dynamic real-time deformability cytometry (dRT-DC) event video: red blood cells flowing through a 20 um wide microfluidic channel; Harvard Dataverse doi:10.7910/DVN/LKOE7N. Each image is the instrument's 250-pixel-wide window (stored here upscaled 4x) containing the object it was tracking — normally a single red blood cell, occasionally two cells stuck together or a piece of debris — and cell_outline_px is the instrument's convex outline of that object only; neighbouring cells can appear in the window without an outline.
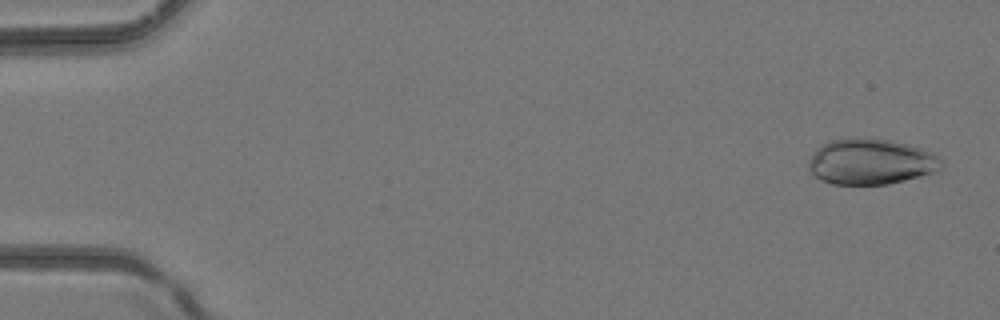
{"species": "common noctule bat (a hibernating species)", "species_latin": "Nyctalus noctula", "temperature_condition": "room temperature", "stored_images_in_passage": 4, "camera_frame_rate_fps": 3000, "um_per_image_px": 0.085, "animal": {"sex": "female", "body_mass_g": 24.6, "forearm_length_mm": 56.2}, "frame": {"image": 1, "passage_image": 1, "time_ms": 0.0, "image_size_px": [1000, 320], "cell_outline_px": [[940, 172], [888, 184], [832, 184], [820, 180], [808, 168], [808, 160], [816, 148], [820, 144], [832, 140], [888, 140], [920, 148], [932, 152], [940, 156]], "centroid_in_image_um": [74.03, 13.78], "position_along_channel_um": 11.0, "area_um2": 34.91}}
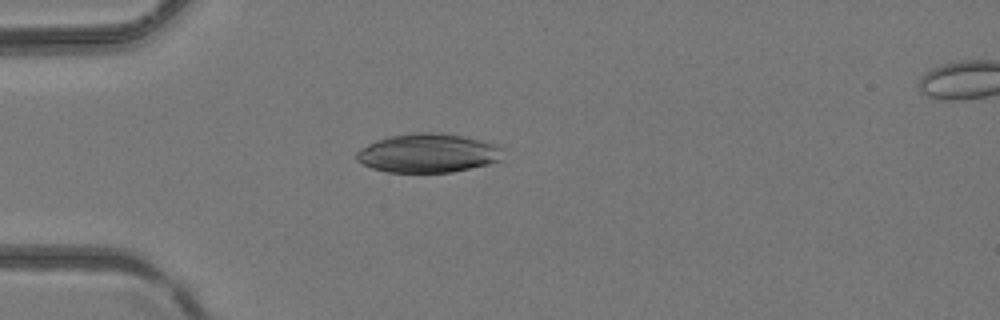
{"frame": {"image": 2, "passage_image": 3, "time_ms": 0.667, "image_size_px": [1000, 320], "cell_outline_px": [[504, 148], [500, 160], [488, 164], [452, 172], [388, 172], [372, 168], [356, 160], [356, 152], [360, 148], [376, 140], [388, 136], [412, 132], [440, 132], [464, 136], [496, 144]], "centroid_in_image_um": [36.38, 13.0], "position_along_channel_um": 48.6, "area_um2": 33.41}}